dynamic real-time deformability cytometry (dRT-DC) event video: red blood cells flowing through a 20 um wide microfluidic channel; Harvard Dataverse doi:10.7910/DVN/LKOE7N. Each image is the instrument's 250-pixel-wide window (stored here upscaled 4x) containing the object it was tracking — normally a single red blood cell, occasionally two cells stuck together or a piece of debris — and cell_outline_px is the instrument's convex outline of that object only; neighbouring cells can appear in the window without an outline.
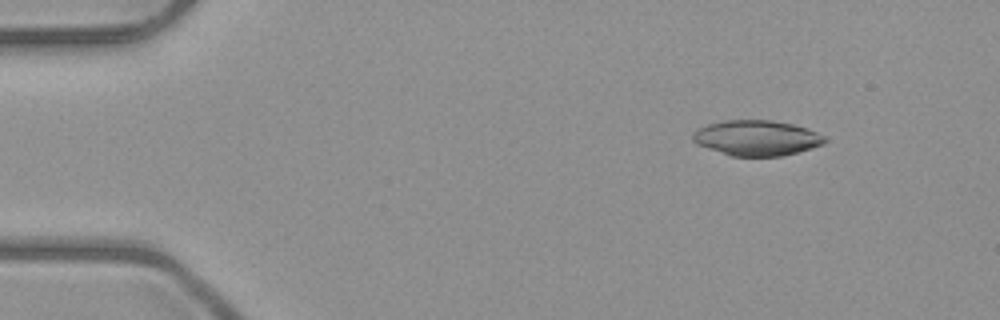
{"species": "common noctule bat (a hibernating species)", "species_latin": "Nyctalus noctula", "temperature_condition": "room temperature", "stored_images_in_passage": 6, "camera_frame_rate_fps": 3000, "um_per_image_px": 0.085, "animal": {"sex": "male", "body_mass_g": 23.1, "forearm_length_mm": 52.7}, "frame": {"image": 1, "passage_image": 2, "time_ms": 1.0, "image_size_px": [1000, 320], "cell_outline_px": [[828, 140], [824, 144], [796, 152], [780, 156], [732, 156], [696, 144], [692, 140], [692, 136], [700, 128], [708, 124], [724, 120], [772, 120], [792, 124], [808, 128], [824, 136]], "centroid_in_image_um": [64.33, 11.72], "position_along_channel_um": 20.7, "area_um2": 26.99}}